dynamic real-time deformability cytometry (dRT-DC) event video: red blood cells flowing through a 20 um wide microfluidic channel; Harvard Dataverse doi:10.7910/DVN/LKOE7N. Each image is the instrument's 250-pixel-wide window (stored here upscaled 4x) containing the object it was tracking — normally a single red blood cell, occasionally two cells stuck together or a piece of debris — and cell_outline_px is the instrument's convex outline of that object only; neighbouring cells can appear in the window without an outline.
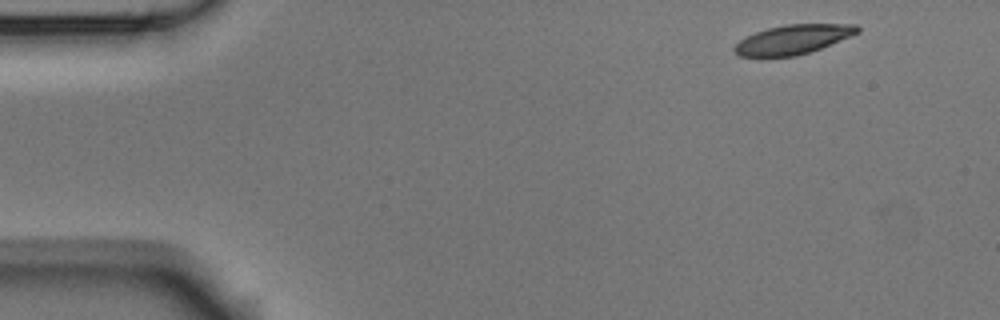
{"species": "Egyptian fruit bat (a non-hibernating species)", "species_latin": "Rousettus aegyptiacus", "temperature_condition": "room temperature", "stored_images_in_passage": 4, "camera_frame_rate_fps": 3000, "um_per_image_px": 0.085, "animal": {"sex": "male"}, "frame": {"image": 1, "passage_image": 1, "time_ms": 0.0, "image_size_px": [1000, 320], "cell_outline_px": [[860, 32], [852, 36], [820, 48], [796, 56], [740, 56], [732, 48], [740, 40], [756, 32], [768, 28], [784, 24], [856, 24], [860, 28]], "centroid_in_image_um": [67.44, 3.34], "position_along_channel_um": 17.6, "area_um2": 20.81}}
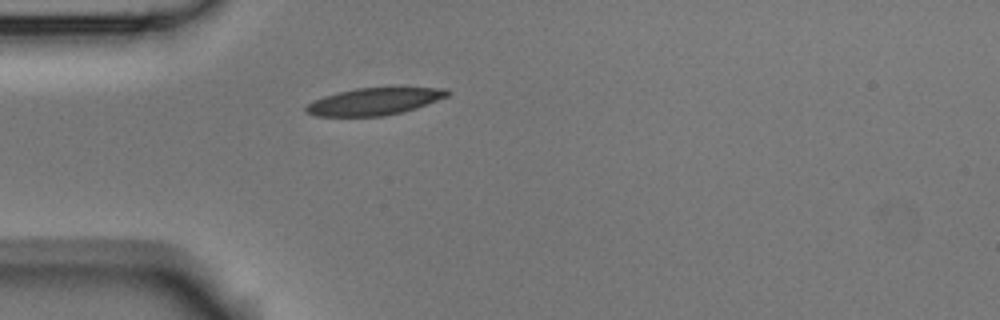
{"frame": {"image": 2, "passage_image": 4, "time_ms": 1.0, "image_size_px": [1000, 320], "cell_outline_px": [[452, 92], [448, 96], [416, 108], [384, 116], [316, 116], [304, 112], [304, 108], [312, 100], [324, 96], [356, 88], [448, 88]], "centroid_in_image_um": [31.79, 8.63], "position_along_channel_um": 53.2, "area_um2": 22.2}}